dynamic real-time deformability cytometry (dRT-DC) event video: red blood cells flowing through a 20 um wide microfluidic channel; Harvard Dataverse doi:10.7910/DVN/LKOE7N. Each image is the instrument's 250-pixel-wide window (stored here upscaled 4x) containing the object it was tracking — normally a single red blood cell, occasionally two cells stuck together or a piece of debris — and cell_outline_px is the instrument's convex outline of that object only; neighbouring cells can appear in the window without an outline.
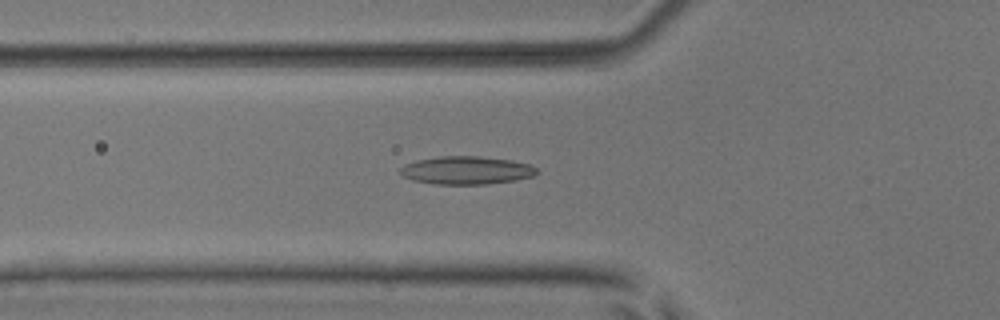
{"species": "common noctule bat (a hibernating species)", "species_latin": "Nyctalus noctula", "temperature_condition": "room temperature", "stored_images_in_passage": 43, "camera_frame_rate_fps": 3000, "um_per_image_px": 0.085, "animal": {"sex": "male", "body_mass_g": 17.9, "forearm_length_mm": 54.2}, "frame": {"image": 1, "passage_image": 13, "time_ms": 4.0, "image_size_px": [1000, 320], "cell_outline_px": [[540, 172], [532, 176], [516, 180], [488, 184], [436, 184], [412, 180], [404, 176], [400, 172], [400, 168], [404, 164], [416, 160], [440, 156], [480, 156], [512, 160], [528, 164], [536, 168]], "centroid_in_image_um": [39.65, 14.47], "position_along_channel_um": 86.1, "area_um2": 22.37}}
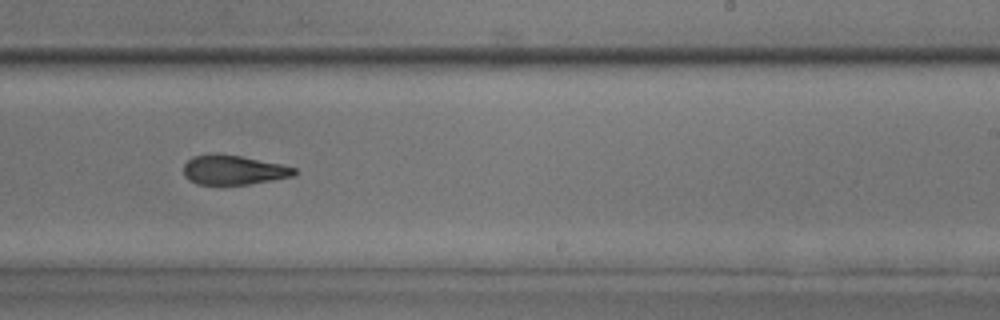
{"frame": {"image": 2, "passage_image": 27, "time_ms": 8.667, "image_size_px": [1000, 320], "cell_outline_px": [[296, 172], [292, 176], [272, 180], [248, 184], [196, 184], [188, 180], [184, 176], [184, 164], [192, 156], [212, 152], [216, 152], [240, 156], [280, 164], [296, 168]], "centroid_in_image_um": [19.78, 14.43], "position_along_channel_um": 269.2, "area_um2": 19.07}}
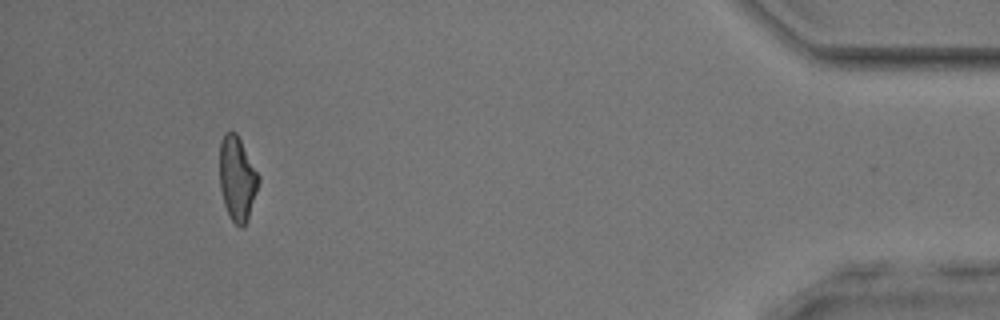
{"frame": {"image": 3, "passage_image": 43, "time_ms": 14.0, "image_size_px": [1000, 320], "cell_outline_px": [[260, 180], [248, 220], [244, 228], [240, 228], [232, 220], [224, 204], [220, 188], [220, 140], [224, 132], [236, 132], [260, 176]], "centroid_in_image_um": [20.17, 15.19], "position_along_channel_um": 415.0, "area_um2": 19.19}, "authors_computed_cell_mechanics": {"area_um2": 20.1144, "velocity_mm_per_s": 3.9265, "shape_relaxation_time_tau1_ms": null, "shape_relaxation_time_tau2_ms": 2.7571, "deformation_change_tau1": null, "deformation_change_tau2": 0.1083}}